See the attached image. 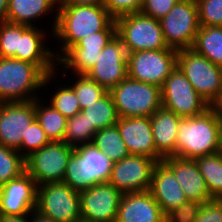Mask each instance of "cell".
I'll list each match as a JSON object with an SVG mask.
<instances>
[{"mask_svg": "<svg viewBox=\"0 0 222 222\" xmlns=\"http://www.w3.org/2000/svg\"><path fill=\"white\" fill-rule=\"evenodd\" d=\"M22 24L0 22V58H13L19 51Z\"/></svg>", "mask_w": 222, "mask_h": 222, "instance_id": "34", "label": "cell"}, {"mask_svg": "<svg viewBox=\"0 0 222 222\" xmlns=\"http://www.w3.org/2000/svg\"><path fill=\"white\" fill-rule=\"evenodd\" d=\"M149 192L165 215L188 201L174 173L163 162L155 165Z\"/></svg>", "mask_w": 222, "mask_h": 222, "instance_id": "22", "label": "cell"}, {"mask_svg": "<svg viewBox=\"0 0 222 222\" xmlns=\"http://www.w3.org/2000/svg\"><path fill=\"white\" fill-rule=\"evenodd\" d=\"M35 180L24 172L0 186V215H30L37 205Z\"/></svg>", "mask_w": 222, "mask_h": 222, "instance_id": "17", "label": "cell"}, {"mask_svg": "<svg viewBox=\"0 0 222 222\" xmlns=\"http://www.w3.org/2000/svg\"><path fill=\"white\" fill-rule=\"evenodd\" d=\"M77 222H90V221H86V220L80 219Z\"/></svg>", "mask_w": 222, "mask_h": 222, "instance_id": "48", "label": "cell"}, {"mask_svg": "<svg viewBox=\"0 0 222 222\" xmlns=\"http://www.w3.org/2000/svg\"><path fill=\"white\" fill-rule=\"evenodd\" d=\"M44 32L41 28H36L35 25L22 24L19 51L13 58L35 64L48 75L56 72L57 68L54 61H57V58L56 53H53L46 44H43L46 40Z\"/></svg>", "mask_w": 222, "mask_h": 222, "instance_id": "19", "label": "cell"}, {"mask_svg": "<svg viewBox=\"0 0 222 222\" xmlns=\"http://www.w3.org/2000/svg\"><path fill=\"white\" fill-rule=\"evenodd\" d=\"M40 101L38 98L35 99V115L40 127L50 141H63L67 118L50 104L44 106Z\"/></svg>", "mask_w": 222, "mask_h": 222, "instance_id": "30", "label": "cell"}, {"mask_svg": "<svg viewBox=\"0 0 222 222\" xmlns=\"http://www.w3.org/2000/svg\"><path fill=\"white\" fill-rule=\"evenodd\" d=\"M222 151V119L210 107L203 114L181 118L176 139V156L195 159Z\"/></svg>", "mask_w": 222, "mask_h": 222, "instance_id": "1", "label": "cell"}, {"mask_svg": "<svg viewBox=\"0 0 222 222\" xmlns=\"http://www.w3.org/2000/svg\"><path fill=\"white\" fill-rule=\"evenodd\" d=\"M57 0H8V11L6 21L14 24L33 26L31 22L50 14L55 9L53 30L57 22L56 7ZM49 12V13H48Z\"/></svg>", "mask_w": 222, "mask_h": 222, "instance_id": "25", "label": "cell"}, {"mask_svg": "<svg viewBox=\"0 0 222 222\" xmlns=\"http://www.w3.org/2000/svg\"><path fill=\"white\" fill-rule=\"evenodd\" d=\"M109 92L119 117H150L162 107L160 87L129 77Z\"/></svg>", "mask_w": 222, "mask_h": 222, "instance_id": "4", "label": "cell"}, {"mask_svg": "<svg viewBox=\"0 0 222 222\" xmlns=\"http://www.w3.org/2000/svg\"><path fill=\"white\" fill-rule=\"evenodd\" d=\"M50 105L58 110L67 119L81 112L78 99L71 85L58 87V90L50 99Z\"/></svg>", "mask_w": 222, "mask_h": 222, "instance_id": "35", "label": "cell"}, {"mask_svg": "<svg viewBox=\"0 0 222 222\" xmlns=\"http://www.w3.org/2000/svg\"><path fill=\"white\" fill-rule=\"evenodd\" d=\"M27 215H0V222H30Z\"/></svg>", "mask_w": 222, "mask_h": 222, "instance_id": "44", "label": "cell"}, {"mask_svg": "<svg viewBox=\"0 0 222 222\" xmlns=\"http://www.w3.org/2000/svg\"><path fill=\"white\" fill-rule=\"evenodd\" d=\"M54 75L55 72L46 75L37 65L26 61L0 58V102L35 100L37 95L31 94L44 88Z\"/></svg>", "mask_w": 222, "mask_h": 222, "instance_id": "3", "label": "cell"}, {"mask_svg": "<svg viewBox=\"0 0 222 222\" xmlns=\"http://www.w3.org/2000/svg\"><path fill=\"white\" fill-rule=\"evenodd\" d=\"M95 131L91 128L89 121L82 112L67 119L63 142L73 148L92 143Z\"/></svg>", "mask_w": 222, "mask_h": 222, "instance_id": "31", "label": "cell"}, {"mask_svg": "<svg viewBox=\"0 0 222 222\" xmlns=\"http://www.w3.org/2000/svg\"><path fill=\"white\" fill-rule=\"evenodd\" d=\"M116 126L131 155L162 162L164 158L156 151L150 117H119Z\"/></svg>", "mask_w": 222, "mask_h": 222, "instance_id": "18", "label": "cell"}, {"mask_svg": "<svg viewBox=\"0 0 222 222\" xmlns=\"http://www.w3.org/2000/svg\"><path fill=\"white\" fill-rule=\"evenodd\" d=\"M35 119V100L0 102V145L18 150Z\"/></svg>", "mask_w": 222, "mask_h": 222, "instance_id": "16", "label": "cell"}, {"mask_svg": "<svg viewBox=\"0 0 222 222\" xmlns=\"http://www.w3.org/2000/svg\"><path fill=\"white\" fill-rule=\"evenodd\" d=\"M56 8L58 9L57 22L52 36L63 43L62 53L59 55V52H55L57 60L79 40L103 31L114 20L103 5L57 6Z\"/></svg>", "mask_w": 222, "mask_h": 222, "instance_id": "2", "label": "cell"}, {"mask_svg": "<svg viewBox=\"0 0 222 222\" xmlns=\"http://www.w3.org/2000/svg\"><path fill=\"white\" fill-rule=\"evenodd\" d=\"M200 27L222 26V0H196Z\"/></svg>", "mask_w": 222, "mask_h": 222, "instance_id": "36", "label": "cell"}, {"mask_svg": "<svg viewBox=\"0 0 222 222\" xmlns=\"http://www.w3.org/2000/svg\"><path fill=\"white\" fill-rule=\"evenodd\" d=\"M161 99L163 108L181 118L199 116L210 108L178 67L164 81Z\"/></svg>", "mask_w": 222, "mask_h": 222, "instance_id": "10", "label": "cell"}, {"mask_svg": "<svg viewBox=\"0 0 222 222\" xmlns=\"http://www.w3.org/2000/svg\"><path fill=\"white\" fill-rule=\"evenodd\" d=\"M78 192L86 190L85 173L79 165V157L73 152L68 159L67 169L62 181Z\"/></svg>", "mask_w": 222, "mask_h": 222, "instance_id": "38", "label": "cell"}, {"mask_svg": "<svg viewBox=\"0 0 222 222\" xmlns=\"http://www.w3.org/2000/svg\"><path fill=\"white\" fill-rule=\"evenodd\" d=\"M75 148L63 141H50L25 158L26 172L37 185L62 183L67 162Z\"/></svg>", "mask_w": 222, "mask_h": 222, "instance_id": "9", "label": "cell"}, {"mask_svg": "<svg viewBox=\"0 0 222 222\" xmlns=\"http://www.w3.org/2000/svg\"><path fill=\"white\" fill-rule=\"evenodd\" d=\"M211 107L216 111V113L222 119V91L218 99L214 102V104Z\"/></svg>", "mask_w": 222, "mask_h": 222, "instance_id": "47", "label": "cell"}, {"mask_svg": "<svg viewBox=\"0 0 222 222\" xmlns=\"http://www.w3.org/2000/svg\"><path fill=\"white\" fill-rule=\"evenodd\" d=\"M116 222H166V216L147 190L122 195Z\"/></svg>", "mask_w": 222, "mask_h": 222, "instance_id": "21", "label": "cell"}, {"mask_svg": "<svg viewBox=\"0 0 222 222\" xmlns=\"http://www.w3.org/2000/svg\"><path fill=\"white\" fill-rule=\"evenodd\" d=\"M91 144L104 152L112 163L118 162L130 155L116 124L98 130Z\"/></svg>", "mask_w": 222, "mask_h": 222, "instance_id": "28", "label": "cell"}, {"mask_svg": "<svg viewBox=\"0 0 222 222\" xmlns=\"http://www.w3.org/2000/svg\"><path fill=\"white\" fill-rule=\"evenodd\" d=\"M194 222H222V200L213 199L203 203Z\"/></svg>", "mask_w": 222, "mask_h": 222, "instance_id": "42", "label": "cell"}, {"mask_svg": "<svg viewBox=\"0 0 222 222\" xmlns=\"http://www.w3.org/2000/svg\"><path fill=\"white\" fill-rule=\"evenodd\" d=\"M127 54L121 39L115 35L85 75L110 91L128 77Z\"/></svg>", "mask_w": 222, "mask_h": 222, "instance_id": "14", "label": "cell"}, {"mask_svg": "<svg viewBox=\"0 0 222 222\" xmlns=\"http://www.w3.org/2000/svg\"><path fill=\"white\" fill-rule=\"evenodd\" d=\"M142 3L143 0H104L103 6L116 19L125 14L140 12Z\"/></svg>", "mask_w": 222, "mask_h": 222, "instance_id": "40", "label": "cell"}, {"mask_svg": "<svg viewBox=\"0 0 222 222\" xmlns=\"http://www.w3.org/2000/svg\"><path fill=\"white\" fill-rule=\"evenodd\" d=\"M157 163L149 157L130 154L113 163L107 182L122 194L147 191L150 189L152 173Z\"/></svg>", "mask_w": 222, "mask_h": 222, "instance_id": "13", "label": "cell"}, {"mask_svg": "<svg viewBox=\"0 0 222 222\" xmlns=\"http://www.w3.org/2000/svg\"><path fill=\"white\" fill-rule=\"evenodd\" d=\"M35 210L56 222H77L81 219L80 194L63 182L39 185Z\"/></svg>", "mask_w": 222, "mask_h": 222, "instance_id": "11", "label": "cell"}, {"mask_svg": "<svg viewBox=\"0 0 222 222\" xmlns=\"http://www.w3.org/2000/svg\"><path fill=\"white\" fill-rule=\"evenodd\" d=\"M104 0H57V6L103 5Z\"/></svg>", "mask_w": 222, "mask_h": 222, "instance_id": "43", "label": "cell"}, {"mask_svg": "<svg viewBox=\"0 0 222 222\" xmlns=\"http://www.w3.org/2000/svg\"><path fill=\"white\" fill-rule=\"evenodd\" d=\"M179 0H143L140 13L160 20Z\"/></svg>", "mask_w": 222, "mask_h": 222, "instance_id": "41", "label": "cell"}, {"mask_svg": "<svg viewBox=\"0 0 222 222\" xmlns=\"http://www.w3.org/2000/svg\"><path fill=\"white\" fill-rule=\"evenodd\" d=\"M116 35L127 53L168 48L158 19L142 13L125 14L114 19Z\"/></svg>", "mask_w": 222, "mask_h": 222, "instance_id": "5", "label": "cell"}, {"mask_svg": "<svg viewBox=\"0 0 222 222\" xmlns=\"http://www.w3.org/2000/svg\"><path fill=\"white\" fill-rule=\"evenodd\" d=\"M162 162L174 173L188 200L200 203L213 200L195 159L170 156L164 158Z\"/></svg>", "mask_w": 222, "mask_h": 222, "instance_id": "20", "label": "cell"}, {"mask_svg": "<svg viewBox=\"0 0 222 222\" xmlns=\"http://www.w3.org/2000/svg\"><path fill=\"white\" fill-rule=\"evenodd\" d=\"M8 0H0V22H6Z\"/></svg>", "mask_w": 222, "mask_h": 222, "instance_id": "46", "label": "cell"}, {"mask_svg": "<svg viewBox=\"0 0 222 222\" xmlns=\"http://www.w3.org/2000/svg\"><path fill=\"white\" fill-rule=\"evenodd\" d=\"M150 119L156 151L163 158L176 156V139L181 117L161 107Z\"/></svg>", "mask_w": 222, "mask_h": 222, "instance_id": "23", "label": "cell"}, {"mask_svg": "<svg viewBox=\"0 0 222 222\" xmlns=\"http://www.w3.org/2000/svg\"><path fill=\"white\" fill-rule=\"evenodd\" d=\"M191 49L222 67V26L200 27Z\"/></svg>", "mask_w": 222, "mask_h": 222, "instance_id": "26", "label": "cell"}, {"mask_svg": "<svg viewBox=\"0 0 222 222\" xmlns=\"http://www.w3.org/2000/svg\"><path fill=\"white\" fill-rule=\"evenodd\" d=\"M79 194L81 219L90 222H116L123 194L112 184L97 183Z\"/></svg>", "mask_w": 222, "mask_h": 222, "instance_id": "15", "label": "cell"}, {"mask_svg": "<svg viewBox=\"0 0 222 222\" xmlns=\"http://www.w3.org/2000/svg\"><path fill=\"white\" fill-rule=\"evenodd\" d=\"M212 199L222 200V151L195 158Z\"/></svg>", "mask_w": 222, "mask_h": 222, "instance_id": "29", "label": "cell"}, {"mask_svg": "<svg viewBox=\"0 0 222 222\" xmlns=\"http://www.w3.org/2000/svg\"><path fill=\"white\" fill-rule=\"evenodd\" d=\"M31 216H32V218L30 219V222H56V221L50 219L49 217L42 215L41 213H39L36 210L31 212Z\"/></svg>", "mask_w": 222, "mask_h": 222, "instance_id": "45", "label": "cell"}, {"mask_svg": "<svg viewBox=\"0 0 222 222\" xmlns=\"http://www.w3.org/2000/svg\"><path fill=\"white\" fill-rule=\"evenodd\" d=\"M115 35L116 23L113 20L103 31L85 36L70 47L57 60L56 65H61L64 70L70 68L76 75L86 74L95 65L103 48Z\"/></svg>", "mask_w": 222, "mask_h": 222, "instance_id": "12", "label": "cell"}, {"mask_svg": "<svg viewBox=\"0 0 222 222\" xmlns=\"http://www.w3.org/2000/svg\"><path fill=\"white\" fill-rule=\"evenodd\" d=\"M91 128L97 132L118 122L119 116L112 95L108 91L103 97L81 110Z\"/></svg>", "mask_w": 222, "mask_h": 222, "instance_id": "27", "label": "cell"}, {"mask_svg": "<svg viewBox=\"0 0 222 222\" xmlns=\"http://www.w3.org/2000/svg\"><path fill=\"white\" fill-rule=\"evenodd\" d=\"M177 54V50L169 47L128 53V77L161 88L164 81L177 67Z\"/></svg>", "mask_w": 222, "mask_h": 222, "instance_id": "8", "label": "cell"}, {"mask_svg": "<svg viewBox=\"0 0 222 222\" xmlns=\"http://www.w3.org/2000/svg\"><path fill=\"white\" fill-rule=\"evenodd\" d=\"M177 67L211 107L222 91V67L191 48L178 51Z\"/></svg>", "mask_w": 222, "mask_h": 222, "instance_id": "6", "label": "cell"}, {"mask_svg": "<svg viewBox=\"0 0 222 222\" xmlns=\"http://www.w3.org/2000/svg\"><path fill=\"white\" fill-rule=\"evenodd\" d=\"M203 203L188 200L172 209L166 216V222H194L199 215Z\"/></svg>", "mask_w": 222, "mask_h": 222, "instance_id": "39", "label": "cell"}, {"mask_svg": "<svg viewBox=\"0 0 222 222\" xmlns=\"http://www.w3.org/2000/svg\"><path fill=\"white\" fill-rule=\"evenodd\" d=\"M50 142L44 130L40 127V124L35 119L28 128L26 137H23L21 146L18 149L19 153L27 158L31 153L41 149L43 146ZM26 152H25V151ZM22 151V152H20Z\"/></svg>", "mask_w": 222, "mask_h": 222, "instance_id": "37", "label": "cell"}, {"mask_svg": "<svg viewBox=\"0 0 222 222\" xmlns=\"http://www.w3.org/2000/svg\"><path fill=\"white\" fill-rule=\"evenodd\" d=\"M74 153L79 157L80 168L85 173L86 190L108 181L113 163L104 152L89 144L76 147Z\"/></svg>", "mask_w": 222, "mask_h": 222, "instance_id": "24", "label": "cell"}, {"mask_svg": "<svg viewBox=\"0 0 222 222\" xmlns=\"http://www.w3.org/2000/svg\"><path fill=\"white\" fill-rule=\"evenodd\" d=\"M74 75L78 79H76V82L71 87L76 94L81 110L87 108L108 92L104 87L85 74Z\"/></svg>", "mask_w": 222, "mask_h": 222, "instance_id": "33", "label": "cell"}, {"mask_svg": "<svg viewBox=\"0 0 222 222\" xmlns=\"http://www.w3.org/2000/svg\"><path fill=\"white\" fill-rule=\"evenodd\" d=\"M26 172L25 157L18 150L0 145V186Z\"/></svg>", "mask_w": 222, "mask_h": 222, "instance_id": "32", "label": "cell"}, {"mask_svg": "<svg viewBox=\"0 0 222 222\" xmlns=\"http://www.w3.org/2000/svg\"><path fill=\"white\" fill-rule=\"evenodd\" d=\"M159 21L169 48L190 49L200 29L196 0H179Z\"/></svg>", "mask_w": 222, "mask_h": 222, "instance_id": "7", "label": "cell"}]
</instances>
